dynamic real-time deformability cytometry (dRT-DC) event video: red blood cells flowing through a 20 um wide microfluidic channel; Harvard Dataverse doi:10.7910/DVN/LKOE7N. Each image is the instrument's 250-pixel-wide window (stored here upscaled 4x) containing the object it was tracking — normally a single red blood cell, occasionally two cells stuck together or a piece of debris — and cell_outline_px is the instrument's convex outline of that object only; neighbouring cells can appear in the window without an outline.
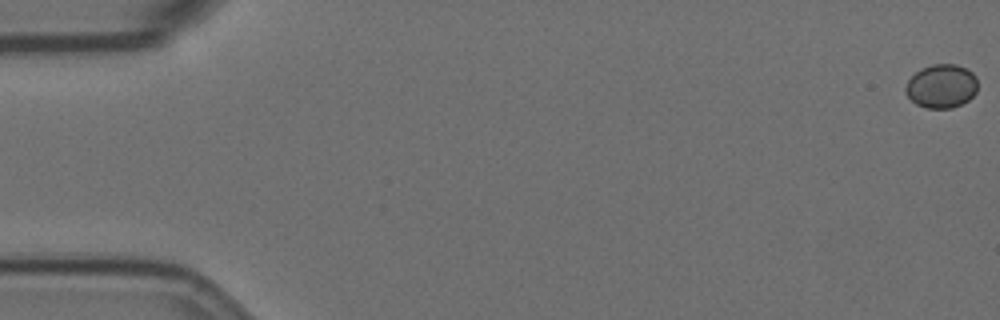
{"species": "Egyptian fruit bat (a non-hibernating species)", "species_latin": "Rousettus aegyptiacus", "temperature_condition": "room temperature", "stored_images_in_passage": 16, "camera_frame_rate_fps": 3000, "um_per_image_px": 0.085, "animal": {"sex": "female"}, "frame": {"image": 1, "passage_image": 1, "time_ms": 0.0, "image_size_px": [1000, 320], "cell_outline_px": [[976, 92], [968, 100], [952, 108], [928, 108], [916, 104], [904, 92], [904, 88], [908, 80], [920, 68], [932, 64], [956, 64], [972, 72], [976, 76]], "centroid_in_image_um": [80.0, 7.31], "position_along_channel_um": 5.0, "area_um2": 18.32}}
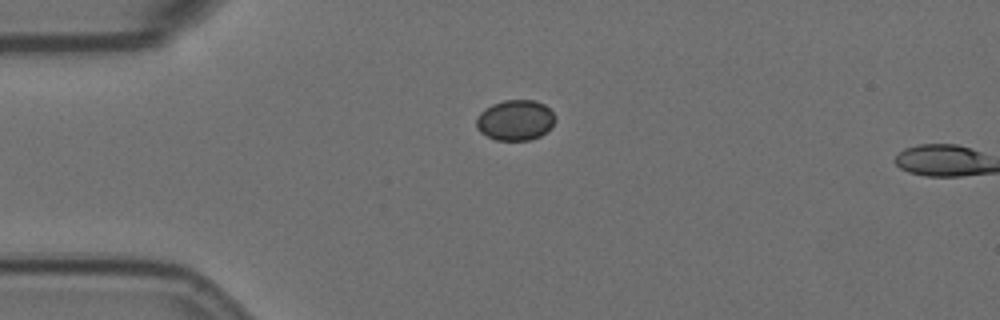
{"frame": {"image": 2, "passage_image": 15, "time_ms": 4.667, "image_size_px": [1000, 320], "cell_outline_px": [[556, 120], [552, 128], [540, 136], [528, 140], [496, 140], [480, 132], [476, 128], [476, 120], [480, 112], [484, 108], [492, 104], [504, 100], [536, 100], [544, 104], [556, 116]], "centroid_in_image_um": [43.81, 10.21], "position_along_channel_um": 41.2, "area_um2": 18.79}}